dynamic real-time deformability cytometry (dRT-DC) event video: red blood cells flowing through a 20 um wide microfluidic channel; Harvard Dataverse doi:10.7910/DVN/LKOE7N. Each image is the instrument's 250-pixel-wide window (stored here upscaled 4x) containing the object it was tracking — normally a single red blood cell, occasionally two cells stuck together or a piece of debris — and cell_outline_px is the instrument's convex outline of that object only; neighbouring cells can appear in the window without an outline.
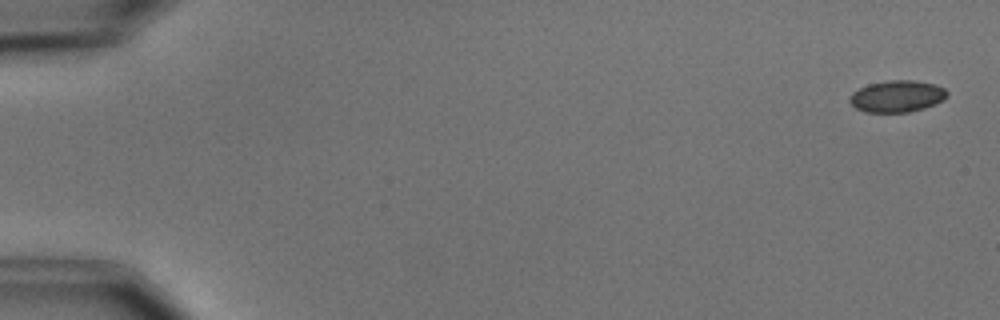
{"species": "common noctule bat (a hibernating species)", "species_latin": "Nyctalus noctula", "temperature_condition": "cold", "stored_images_in_passage": 6, "camera_frame_rate_fps": 3000, "um_per_image_px": 0.085, "animal": {"sex": "male", "body_mass_g": 15.6}, "frame": {"image": 1, "passage_image": 1, "time_ms": 0.0, "image_size_px": [1000, 320], "cell_outline_px": [[948, 96], [944, 100], [936, 104], [924, 108], [908, 112], [864, 112], [856, 108], [848, 100], [852, 92], [868, 84], [888, 80], [916, 80], [936, 84], [944, 88], [948, 92]], "centroid_in_image_um": [76.27, 8.18], "position_along_channel_um": 8.7, "area_um2": 18.21}}
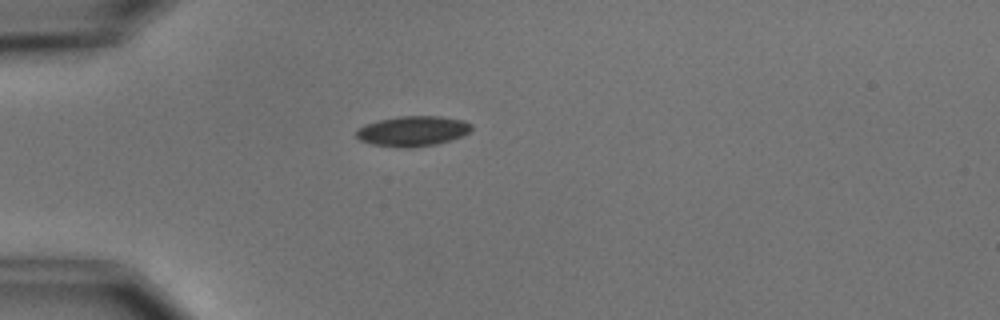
{"frame": {"image": 2, "passage_image": 5, "time_ms": 4.667, "image_size_px": [1000, 320], "cell_outline_px": [[472, 128], [468, 132], [460, 136], [436, 144], [412, 148], [400, 148], [372, 144], [360, 140], [356, 136], [356, 128], [364, 124], [380, 120], [400, 116], [440, 116], [464, 120], [472, 124]], "centroid_in_image_um": [35.05, 11.14], "position_along_channel_um": 50.0, "area_um2": 20.29}}